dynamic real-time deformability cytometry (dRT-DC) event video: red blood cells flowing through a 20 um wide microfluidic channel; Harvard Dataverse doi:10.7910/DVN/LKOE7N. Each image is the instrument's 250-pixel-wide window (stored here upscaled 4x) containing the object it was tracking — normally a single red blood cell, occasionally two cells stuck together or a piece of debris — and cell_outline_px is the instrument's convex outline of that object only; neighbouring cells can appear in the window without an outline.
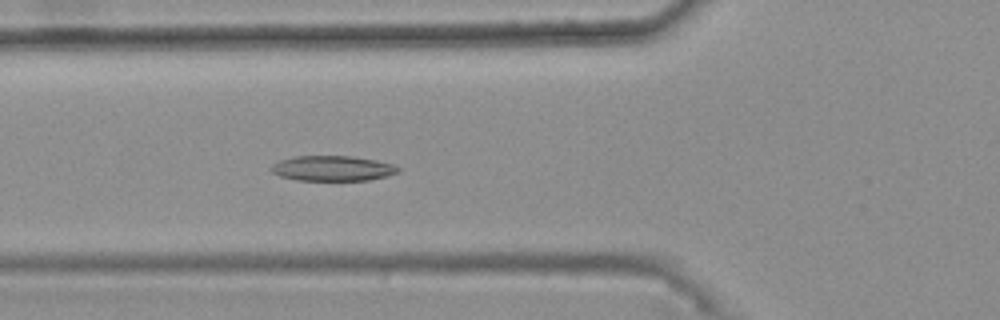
{"species": "common noctule bat (a hibernating species)", "species_latin": "Nyctalus noctula", "temperature_condition": "warm", "stored_images_in_passage": 42, "camera_frame_rate_fps": 3000, "um_per_image_px": 0.085, "animal": {"sex": "female", "body_mass_g": 25.1}, "frame": {"image": 1, "passage_image": 19, "time_ms": 6.0, "image_size_px": [1000, 320], "cell_outline_px": [[400, 172], [368, 180], [296, 180], [280, 176], [272, 172], [272, 164], [280, 160], [292, 156], [352, 156], [376, 160], [396, 164], [400, 168]], "centroid_in_image_um": [28.29, 14.3], "position_along_channel_um": 97.5, "area_um2": 18.67}}
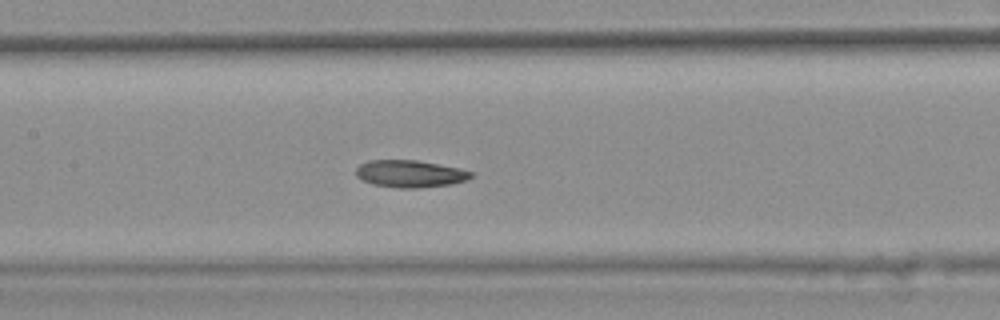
{"frame": {"image": 2, "passage_image": 25, "time_ms": 8.0, "image_size_px": [1000, 320], "cell_outline_px": [[472, 176], [468, 180], [452, 184], [420, 188], [396, 188], [372, 184], [356, 176], [356, 168], [360, 164], [368, 160], [416, 160], [460, 168], [472, 172]], "centroid_in_image_um": [34.86, 14.77], "position_along_channel_um": 172.5, "area_um2": 18.32}}
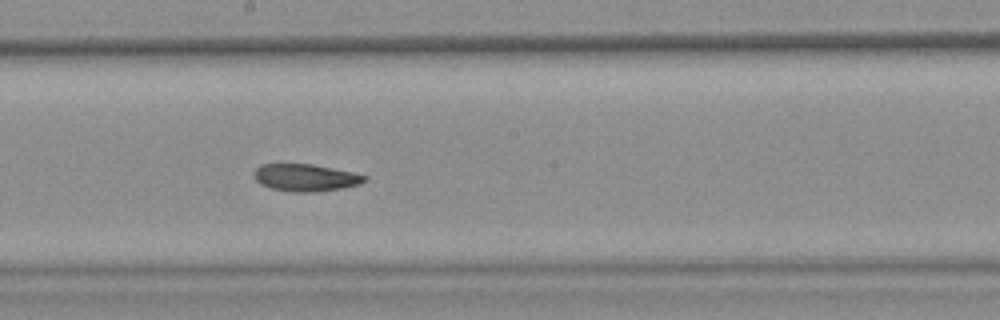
{"frame": {"image": 3, "passage_image": 29, "time_ms": 9.333, "image_size_px": [1000, 320], "cell_outline_px": [[368, 180], [360, 184], [340, 188], [312, 192], [292, 192], [272, 188], [260, 184], [252, 176], [252, 172], [260, 164], [312, 164], [352, 172], [368, 176]], "centroid_in_image_um": [25.94, 15.09], "position_along_channel_um": 222.3, "area_um2": 17.57}, "authors_computed_cell_mechanics": {"area_um2": 19.3919, "velocity_mm_per_s": 3.7447, "shape_relaxation_time_tau1_ms": 9.9431, "shape_relaxation_time_tau2_ms": 4.8547, "deformation_change_tau1": 0.2045, "deformation_change_tau2": 0.1117}}